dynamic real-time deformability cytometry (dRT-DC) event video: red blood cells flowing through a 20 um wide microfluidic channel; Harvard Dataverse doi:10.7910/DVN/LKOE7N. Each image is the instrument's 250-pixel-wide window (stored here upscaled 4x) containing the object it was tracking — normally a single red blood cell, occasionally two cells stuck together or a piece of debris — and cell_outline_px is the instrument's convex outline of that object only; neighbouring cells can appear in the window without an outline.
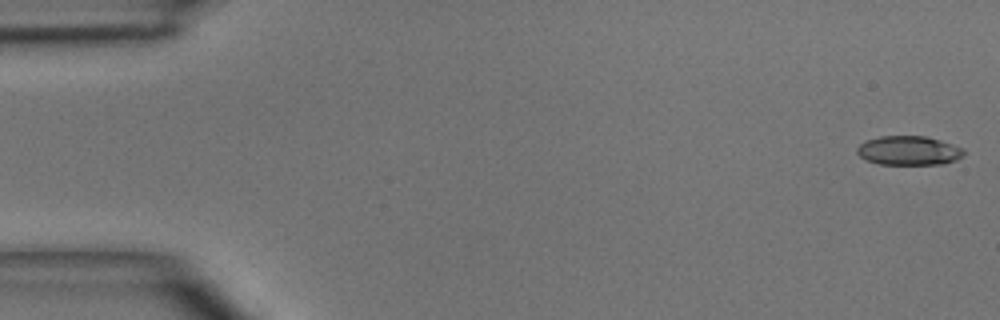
{"species": "common noctule bat (a hibernating species)", "species_latin": "Nyctalus noctula", "temperature_condition": "room temperature", "stored_images_in_passage": 6, "camera_frame_rate_fps": 3000, "um_per_image_px": 0.085, "animal": {"sex": "male", "body_mass_g": 15.6}, "frame": {"image": 1, "passage_image": 1, "time_ms": 0.0, "image_size_px": [1000, 320], "cell_outline_px": [[964, 156], [956, 160], [944, 164], [880, 164], [868, 160], [860, 156], [856, 152], [856, 148], [860, 144], [868, 140], [880, 136], [924, 136], [940, 140], [964, 148]], "centroid_in_image_um": [77.27, 12.8], "position_along_channel_um": 7.7, "area_um2": 18.09}}